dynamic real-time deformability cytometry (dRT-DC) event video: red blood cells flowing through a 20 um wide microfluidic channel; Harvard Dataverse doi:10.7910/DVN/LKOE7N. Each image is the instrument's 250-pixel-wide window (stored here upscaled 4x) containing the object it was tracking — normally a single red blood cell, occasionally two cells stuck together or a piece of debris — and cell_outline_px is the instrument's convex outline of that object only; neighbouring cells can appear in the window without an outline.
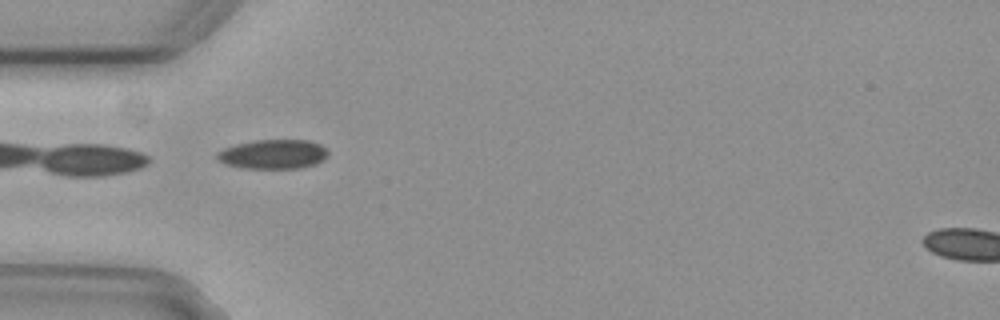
{"species": "common noctule bat (a hibernating species)", "species_latin": "Nyctalus noctula", "temperature_condition": "cold", "stored_images_in_passage": 39, "camera_frame_rate_fps": 3000, "um_per_image_px": 0.085, "animal": {"sex": "female", "body_mass_g": 29.2, "forearm_length_mm": 56.3}, "frame": {"image": 1, "passage_image": 1, "time_ms": 0.0, "image_size_px": [1000, 320], "cell_outline_px": [[328, 156], [324, 160], [316, 164], [300, 168], [240, 168], [224, 164], [216, 156], [216, 152], [224, 148], [236, 144], [256, 140], [308, 140], [320, 144], [328, 152]], "centroid_in_image_um": [23.22, 13.11], "position_along_channel_um": 61.8, "area_um2": 19.07}}
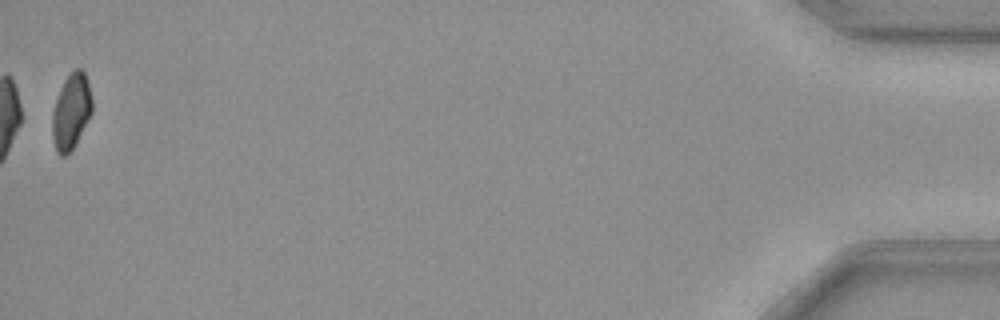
{"frame": {"image": 2, "passage_image": 39, "time_ms": 12.667, "image_size_px": [1000, 320], "cell_outline_px": [[92, 112], [72, 148], [64, 156], [60, 156], [56, 152], [52, 132], [52, 112], [56, 100], [64, 80], [76, 68], [80, 68], [84, 72], [88, 84], [92, 100]], "centroid_in_image_um": [6.04, 9.47], "position_along_channel_um": 429.2, "area_um2": 17.05}}